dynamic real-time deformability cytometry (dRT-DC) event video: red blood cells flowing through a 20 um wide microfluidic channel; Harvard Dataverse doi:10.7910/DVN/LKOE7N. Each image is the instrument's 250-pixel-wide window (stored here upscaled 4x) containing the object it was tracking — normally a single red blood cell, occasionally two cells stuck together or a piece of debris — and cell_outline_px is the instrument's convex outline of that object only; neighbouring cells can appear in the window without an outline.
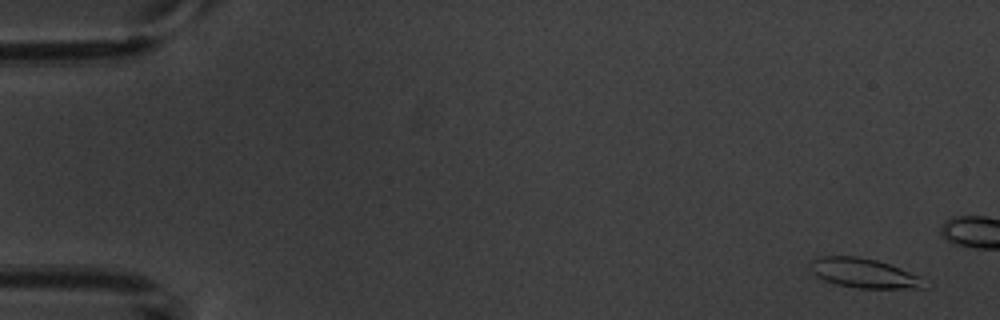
{"species": "common noctule bat (a hibernating species)", "species_latin": "Nyctalus noctula", "temperature_condition": "warm", "stored_images_in_passage": 5, "camera_frame_rate_fps": 3000, "um_per_image_px": 0.085, "animal": {"sex": "male", "body_mass_g": 20.1, "forearm_length_mm": 53.5}, "frame": {"image": 1, "passage_image": 1, "time_ms": 0.0, "image_size_px": [1000, 320], "cell_outline_px": [[924, 288], [856, 288], [836, 284], [824, 280], [816, 276], [812, 272], [812, 260], [816, 256], [860, 256], [876, 260], [900, 268], [920, 276]], "centroid_in_image_um": [73.38, 23.21], "position_along_channel_um": 11.6, "area_um2": 19.36}}